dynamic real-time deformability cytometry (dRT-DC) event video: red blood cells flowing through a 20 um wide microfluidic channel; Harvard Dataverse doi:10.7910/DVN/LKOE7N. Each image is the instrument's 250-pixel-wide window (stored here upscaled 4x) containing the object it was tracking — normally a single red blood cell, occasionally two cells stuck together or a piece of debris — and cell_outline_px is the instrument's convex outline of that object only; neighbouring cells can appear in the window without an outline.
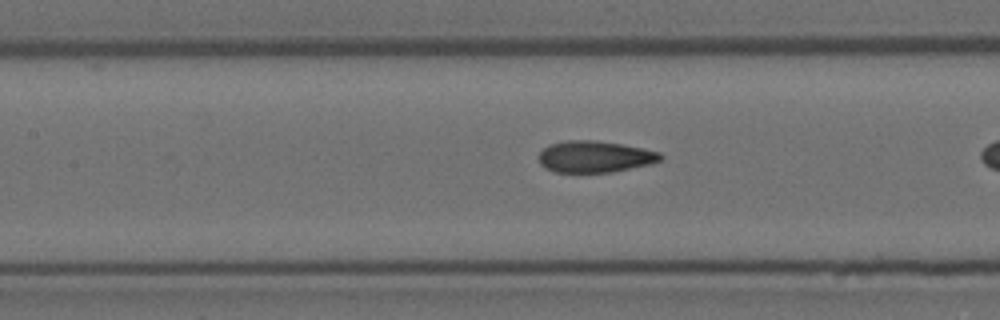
{"species": "Egyptian fruit bat (a non-hibernating species)", "species_latin": "Rousettus aegyptiacus", "temperature_condition": "room temperature", "stored_images_in_passage": 15, "camera_frame_rate_fps": 3000, "um_per_image_px": 0.085, "animal": {"sex": "female"}, "frame": {"image": 1, "passage_image": 11, "time_ms": 3.333, "image_size_px": [1000, 320], "cell_outline_px": [[664, 156], [660, 160], [648, 164], [612, 172], [556, 172], [544, 168], [540, 164], [536, 156], [548, 144], [568, 140], [596, 140], [644, 148], [660, 152]], "centroid_in_image_um": [50.51, 13.31], "position_along_channel_um": 156.9, "area_um2": 22.48}}